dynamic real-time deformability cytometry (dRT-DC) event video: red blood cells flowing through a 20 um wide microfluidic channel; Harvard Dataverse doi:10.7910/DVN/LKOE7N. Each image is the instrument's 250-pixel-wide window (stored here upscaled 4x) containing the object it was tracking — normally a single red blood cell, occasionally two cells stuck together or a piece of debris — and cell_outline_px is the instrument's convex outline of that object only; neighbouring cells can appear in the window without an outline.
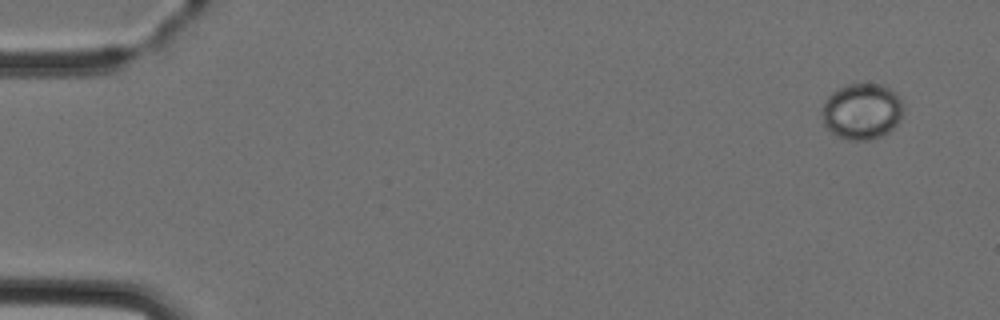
{"species": "Egyptian fruit bat (a non-hibernating species)", "species_latin": "Rousettus aegyptiacus", "temperature_condition": "cold", "stored_images_in_passage": 6, "camera_frame_rate_fps": 3000, "um_per_image_px": 0.085, "animal": {"sex": "female"}, "frame": {"image": 1, "passage_image": 1, "time_ms": 0.0, "image_size_px": [1000, 320], "cell_outline_px": [[904, 108], [900, 120], [888, 132], [872, 140], [848, 140], [836, 136], [824, 128], [820, 112], [824, 100], [832, 92], [848, 84], [884, 84], [896, 92]], "centroid_in_image_um": [73.22, 9.47], "position_along_channel_um": 11.8, "area_um2": 27.05}}
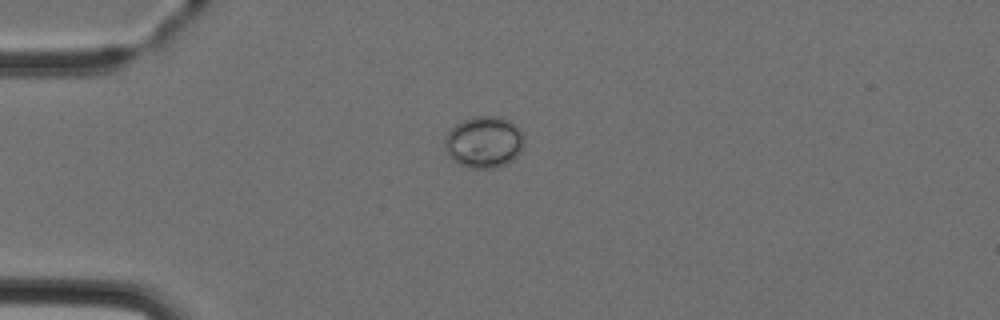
{"frame": {"image": 2, "passage_image": 4, "time_ms": 3.333, "image_size_px": [1000, 320], "cell_outline_px": [[524, 144], [520, 152], [512, 160], [496, 168], [468, 168], [452, 160], [448, 156], [444, 144], [444, 136], [456, 124], [472, 116], [500, 116], [508, 120], [520, 128], [524, 132]], "centroid_in_image_um": [41.14, 12.07], "position_along_channel_um": 43.9, "area_um2": 24.16}}